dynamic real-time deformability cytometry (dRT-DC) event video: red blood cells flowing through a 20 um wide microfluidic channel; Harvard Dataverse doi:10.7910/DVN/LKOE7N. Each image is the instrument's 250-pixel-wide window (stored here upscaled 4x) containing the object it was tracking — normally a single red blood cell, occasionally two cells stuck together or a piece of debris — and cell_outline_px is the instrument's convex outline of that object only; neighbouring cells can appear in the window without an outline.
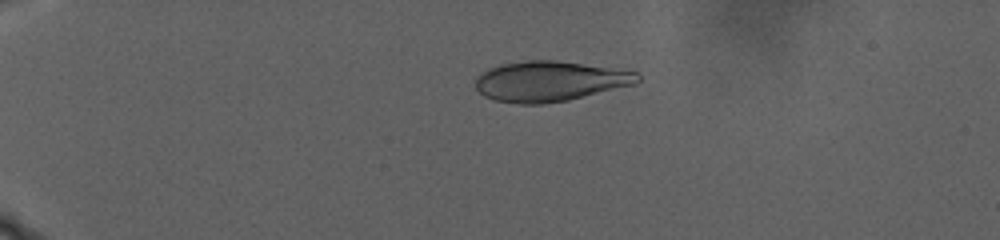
{"species": "human", "species_latin": "Homo sapiens", "temperature_condition": "warm", "stored_images_in_passage": 71, "camera_frame_rate_fps": 3000, "um_per_image_px": 0.085, "donor": {"sex": "male"}, "frame": {"image": 1, "passage_image": 2, "time_ms": 0.333, "image_size_px": [1000, 240], "cell_outline_px": [[640, 80], [636, 84], [568, 100], [540, 104], [520, 104], [496, 100], [484, 96], [476, 88], [476, 76], [488, 68], [500, 64], [528, 60], [556, 60], [636, 72], [640, 76]], "centroid_in_image_um": [46.7, 6.9], "position_along_channel_um": 38.3, "area_um2": 37.8}}
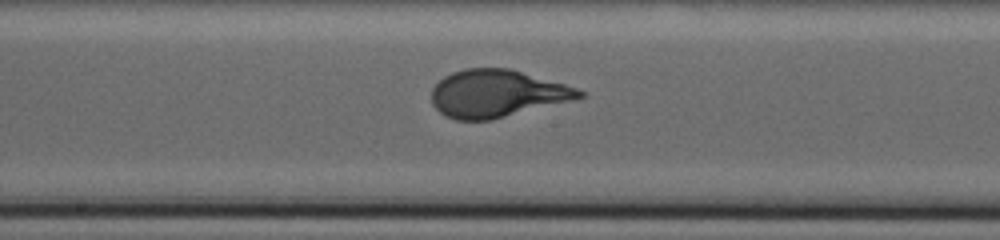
{"frame": {"image": 2, "passage_image": 39, "time_ms": 12.667, "image_size_px": [1000, 240], "cell_outline_px": [[584, 96], [492, 120], [456, 120], [444, 116], [432, 104], [432, 88], [444, 76], [452, 72], [464, 68], [508, 68], [564, 84], [576, 88], [584, 92]], "centroid_in_image_um": [42.16, 7.95], "position_along_channel_um": 206.0, "area_um2": 40.29}}
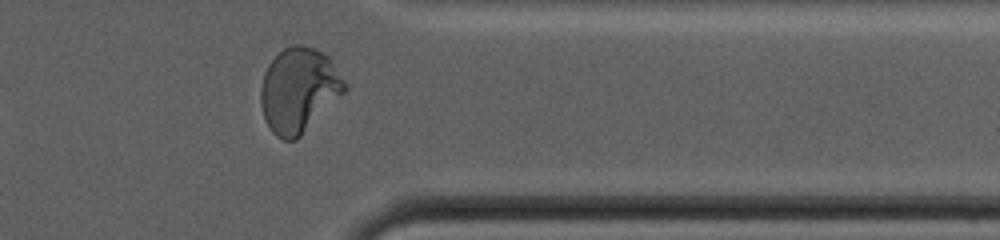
{"frame": {"image": 3, "passage_image": 66, "time_ms": 21.667, "image_size_px": [1000, 240], "cell_outline_px": [[348, 88], [296, 140], [284, 140], [276, 136], [272, 132], [264, 116], [260, 104], [260, 88], [264, 72], [268, 64], [284, 48], [292, 44], [300, 44], [316, 48], [328, 56], [332, 60], [348, 84]], "centroid_in_image_um": [25.4, 7.63], "position_along_channel_um": 386.0, "area_um2": 41.38}, "authors_computed_cell_mechanics": {"area_um2": 40.4022, "velocity_mm_per_s": 2.0264, "shape_relaxation_time_tau1_ms": 8.264, "shape_relaxation_time_tau2_ms": null, "deformation_change_tau1": 0.277, "deformation_change_tau2": null}}